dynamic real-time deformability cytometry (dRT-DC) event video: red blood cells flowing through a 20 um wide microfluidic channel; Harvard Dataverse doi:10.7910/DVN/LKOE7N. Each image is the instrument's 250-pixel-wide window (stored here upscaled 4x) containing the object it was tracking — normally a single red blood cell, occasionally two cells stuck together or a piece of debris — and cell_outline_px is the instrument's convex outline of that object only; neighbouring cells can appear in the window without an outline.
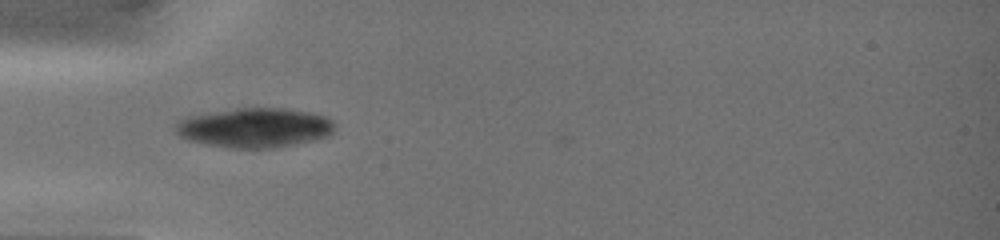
{"species": "common noctule bat (a hibernating species)", "species_latin": "Nyctalus noctula", "temperature_condition": "warm", "stored_images_in_passage": 49, "camera_frame_rate_fps": 3000, "um_per_image_px": 0.085, "animal": {"sex": "female", "body_mass_g": 19.0, "forearm_length_mm": 51.5}, "frame": {"image": 1, "passage_image": 4, "time_ms": 1.0, "image_size_px": [1000, 240], "cell_outline_px": [[336, 124], [332, 132], [328, 136], [316, 140], [272, 148], [228, 148], [204, 144], [188, 140], [180, 136], [176, 132], [176, 124], [180, 120], [188, 116], [236, 108], [288, 108], [308, 112], [324, 116], [332, 120]], "centroid_in_image_um": [21.66, 10.86], "position_along_channel_um": 63.3, "area_um2": 36.76}}
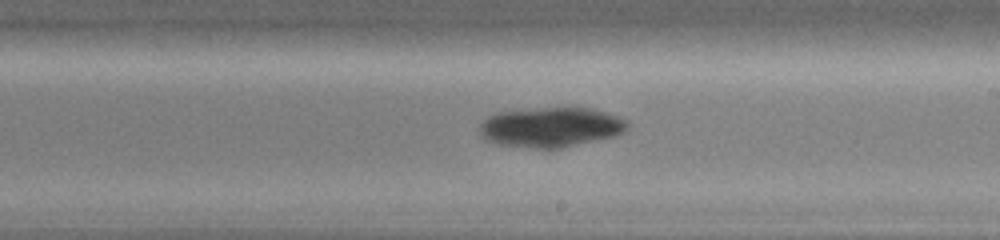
{"frame": {"image": 2, "passage_image": 22, "time_ms": 5.333, "image_size_px": [1000, 240], "cell_outline_px": [[628, 128], [624, 132], [616, 136], [560, 148], [536, 148], [500, 144], [484, 140], [480, 136], [480, 124], [488, 116], [496, 112], [544, 108], [592, 108], [628, 120]], "centroid_in_image_um": [46.82, 10.81], "position_along_channel_um": 242.2, "area_um2": 34.22}}
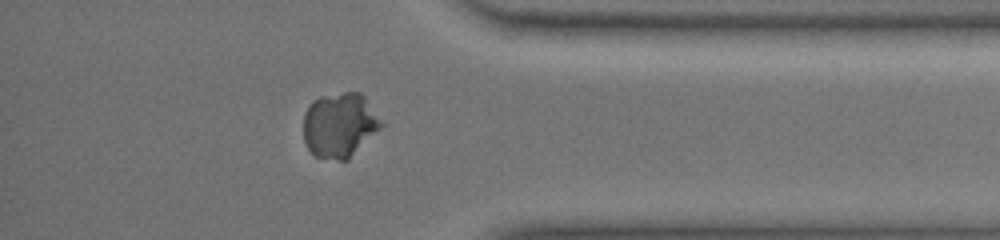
{"frame": {"image": 3, "passage_image": 47, "time_ms": 9.333, "image_size_px": [1000, 240], "cell_outline_px": [[384, 124], [348, 160], [340, 160], [316, 156], [308, 148], [304, 140], [304, 112], [312, 100], [320, 96], [344, 92], [360, 92], [364, 96]], "centroid_in_image_um": [28.85, 10.61], "position_along_channel_um": 406.3, "area_um2": 29.19}}